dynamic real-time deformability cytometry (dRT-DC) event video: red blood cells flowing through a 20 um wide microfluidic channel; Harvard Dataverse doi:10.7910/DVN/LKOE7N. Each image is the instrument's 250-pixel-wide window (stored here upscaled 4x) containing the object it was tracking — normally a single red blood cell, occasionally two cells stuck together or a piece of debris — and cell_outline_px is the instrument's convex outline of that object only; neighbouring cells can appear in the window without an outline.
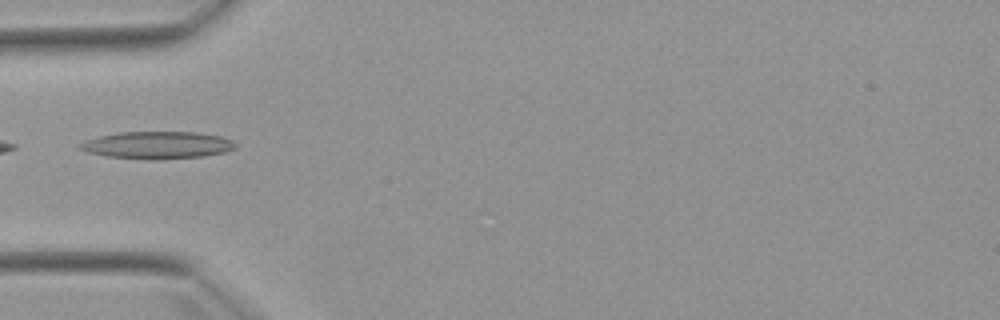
{"species": "Egyptian fruit bat (a non-hibernating species)", "species_latin": "Rousettus aegyptiacus", "temperature_condition": "warm", "stored_images_in_passage": 4, "camera_frame_rate_fps": 3000, "um_per_image_px": 0.085, "animal": {"sex": "female"}, "frame": {"image": 1, "passage_image": 4, "time_ms": 5.0, "image_size_px": [1000, 320], "cell_outline_px": [[236, 148], [224, 152], [204, 156], [160, 160], [144, 160], [108, 156], [88, 152], [80, 148], [80, 144], [84, 140], [100, 136], [120, 132], [196, 132], [220, 136], [232, 140], [236, 144]], "centroid_in_image_um": [13.4, 12.34], "position_along_channel_um": 71.6, "area_um2": 24.8}}